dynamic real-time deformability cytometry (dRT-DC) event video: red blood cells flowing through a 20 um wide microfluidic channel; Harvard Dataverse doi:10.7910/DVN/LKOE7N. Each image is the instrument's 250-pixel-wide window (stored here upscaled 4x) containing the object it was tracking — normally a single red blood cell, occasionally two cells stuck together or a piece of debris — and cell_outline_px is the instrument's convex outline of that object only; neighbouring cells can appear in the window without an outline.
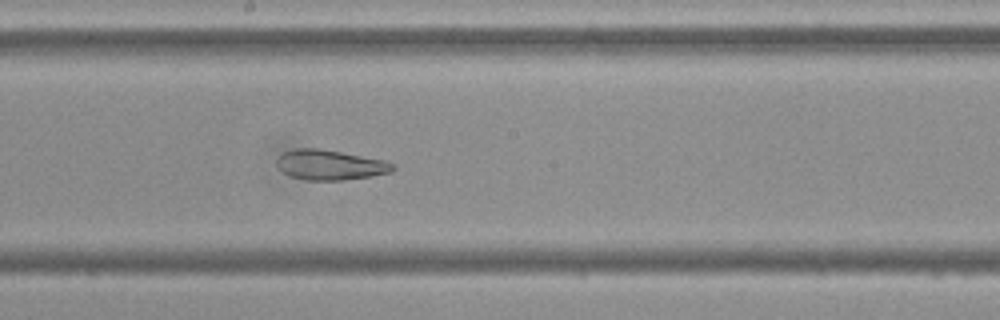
{"species": "Egyptian fruit bat (a non-hibernating species)", "species_latin": "Rousettus aegyptiacus", "temperature_condition": "cold", "stored_images_in_passage": 55, "camera_frame_rate_fps": 3000, "um_per_image_px": 0.085, "frame": {"image": 1, "passage_image": 30, "time_ms": 9.667, "image_size_px": [1000, 320], "cell_outline_px": [[396, 168], [392, 172], [372, 176], [340, 180], [308, 180], [292, 176], [284, 172], [276, 164], [276, 160], [284, 152], [296, 148], [320, 148], [384, 160], [396, 164]], "centroid_in_image_um": [28.1, 14.01], "position_along_channel_um": 220.1, "area_um2": 20.23}}
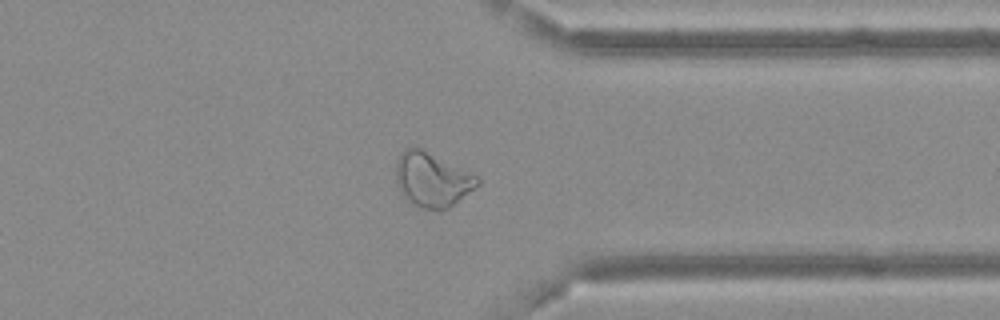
{"frame": {"image": 2, "passage_image": 43, "time_ms": 14.0, "image_size_px": [1000, 320], "cell_outline_px": [[480, 184], [448, 208], [420, 208], [412, 204], [404, 196], [396, 180], [396, 160], [400, 152], [404, 148], [416, 144], [476, 176], [480, 180]], "centroid_in_image_um": [36.69, 15.21], "position_along_channel_um": 374.7, "area_um2": 25.72}}
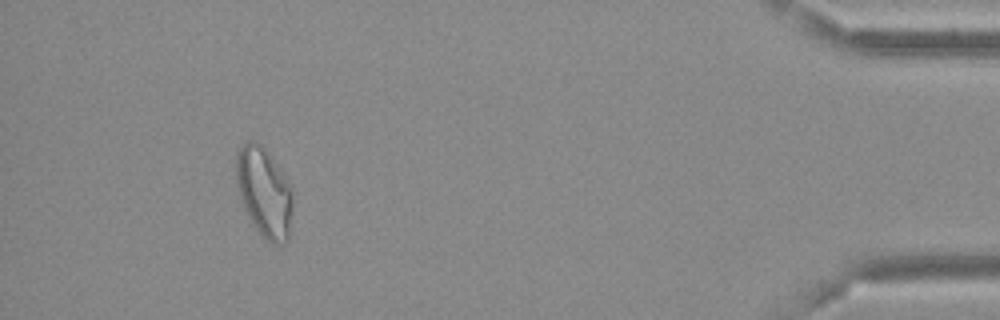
{"frame": {"image": 3, "passage_image": 51, "time_ms": 16.667, "image_size_px": [1000, 320], "cell_outline_px": [[292, 208], [288, 240], [284, 244], [272, 244], [252, 224], [244, 208], [236, 184], [236, 152], [248, 140], [256, 140], [264, 148], [288, 180], [292, 196]], "centroid_in_image_um": [22.44, 16.34], "position_along_channel_um": 412.8, "area_um2": 29.3}, "authors_computed_cell_mechanics": {"area_um2": 27.3972, "velocity_mm_per_s": 3.6592, "shape_relaxation_time_tau1_ms": null, "shape_relaxation_time_tau2_ms": 3.15, "deformation_change_tau1": null, "deformation_change_tau2": 0.1172}}